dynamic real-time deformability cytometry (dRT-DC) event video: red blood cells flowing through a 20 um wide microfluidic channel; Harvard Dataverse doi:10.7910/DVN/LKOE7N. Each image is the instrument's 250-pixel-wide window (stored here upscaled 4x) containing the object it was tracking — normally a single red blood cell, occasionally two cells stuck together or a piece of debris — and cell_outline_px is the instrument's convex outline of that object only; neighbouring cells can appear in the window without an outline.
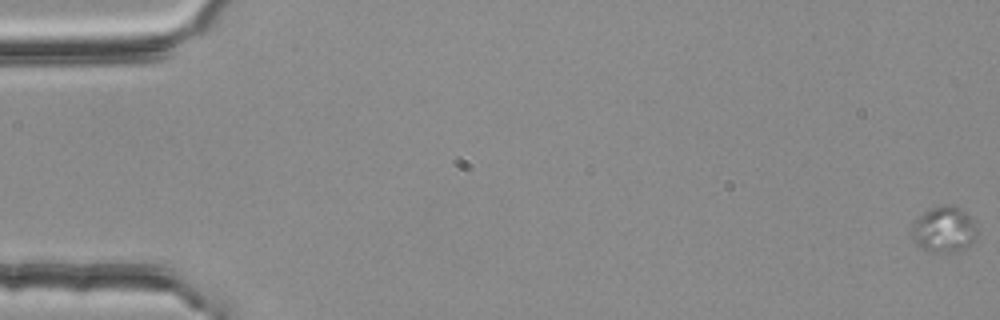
{"species": "common noctule bat (a hibernating species)", "species_latin": "Nyctalus noctula", "temperature_condition": "room temperature", "stored_images_in_passage": 56, "camera_frame_rate_fps": 3000, "um_per_image_px": 0.085, "animal": {"sex": "female", "body_mass_g": 25.1}, "frame": {"image": 1, "passage_image": 1, "time_ms": 0.0, "image_size_px": [1000, 320], "cell_outline_px": [[976, 236], [968, 244], [960, 248], [932, 252], [924, 248], [912, 236], [912, 224], [924, 212], [932, 208], [944, 204], [952, 204], [960, 208], [972, 220], [976, 228]], "centroid_in_image_um": [80.22, 19.43], "position_along_channel_um": 4.8, "area_um2": 16.47}}